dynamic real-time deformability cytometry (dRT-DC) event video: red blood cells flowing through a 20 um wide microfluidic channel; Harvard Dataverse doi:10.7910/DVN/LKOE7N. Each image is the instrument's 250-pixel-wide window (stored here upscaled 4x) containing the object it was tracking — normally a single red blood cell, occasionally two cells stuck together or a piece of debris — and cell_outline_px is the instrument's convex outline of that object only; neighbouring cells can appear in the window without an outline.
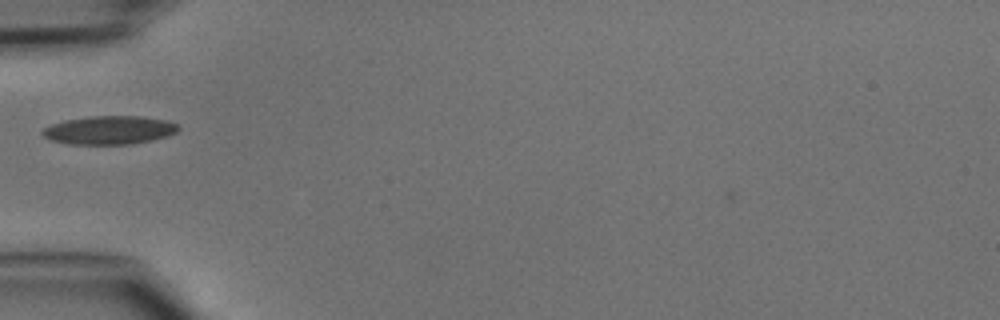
{"species": "common noctule bat (a hibernating species)", "species_latin": "Nyctalus noctula", "temperature_condition": "cold", "stored_images_in_passage": 32, "camera_frame_rate_fps": 3000, "um_per_image_px": 0.085, "animal": {"sex": "male", "body_mass_g": 15.6}, "frame": {"image": 1, "passage_image": 1, "time_ms": 0.0, "image_size_px": [1000, 320], "cell_outline_px": [[180, 128], [176, 132], [168, 136], [152, 140], [132, 144], [68, 144], [52, 140], [44, 136], [40, 132], [44, 128], [52, 124], [64, 120], [92, 116], [144, 116], [164, 120], [176, 124]], "centroid_in_image_um": [9.29, 11.06], "position_along_channel_um": 75.7, "area_um2": 22.48}}
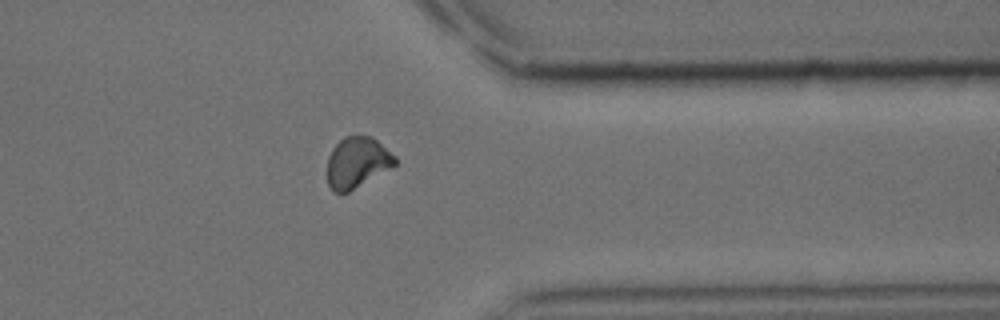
{"frame": {"image": 2, "passage_image": 23, "time_ms": 7.333, "image_size_px": [1000, 320], "cell_outline_px": [[396, 164], [392, 168], [348, 192], [332, 192], [328, 184], [328, 156], [332, 148], [344, 136], [372, 136], [396, 156]], "centroid_in_image_um": [30.37, 13.81], "position_along_channel_um": 381.0, "area_um2": 20.11}}
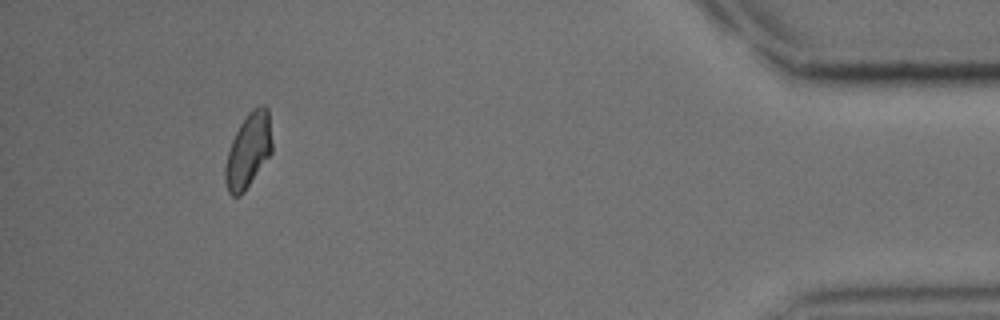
{"frame": {"image": 3, "passage_image": 29, "time_ms": 9.333, "image_size_px": [1000, 320], "cell_outline_px": [[272, 152], [244, 192], [240, 196], [232, 196], [228, 192], [224, 180], [224, 168], [228, 152], [232, 140], [240, 124], [248, 112], [252, 108], [260, 104], [264, 104], [268, 108], [272, 144]], "centroid_in_image_um": [21.1, 12.79], "position_along_channel_um": 414.1, "area_um2": 20.4}}